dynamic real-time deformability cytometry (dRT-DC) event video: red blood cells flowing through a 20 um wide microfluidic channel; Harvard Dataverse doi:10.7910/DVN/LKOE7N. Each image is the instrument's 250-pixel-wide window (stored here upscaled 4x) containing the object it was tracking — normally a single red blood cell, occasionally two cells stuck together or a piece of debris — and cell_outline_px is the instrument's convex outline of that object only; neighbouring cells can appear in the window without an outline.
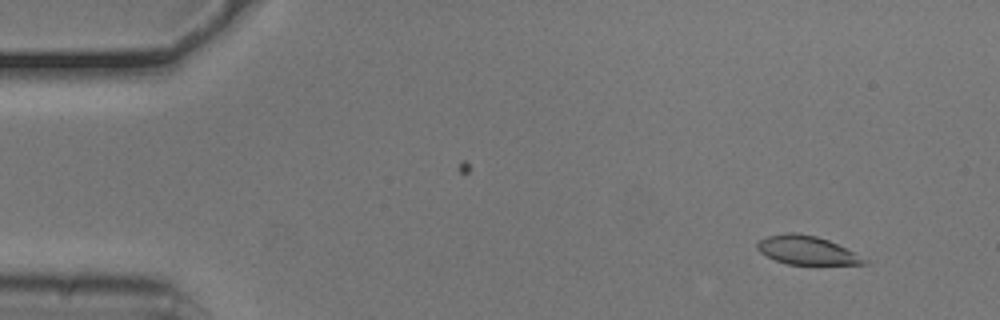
{"species": "common noctule bat (a hibernating species)", "species_latin": "Nyctalus noctula", "temperature_condition": "cold", "stored_images_in_passage": 53, "camera_frame_rate_fps": 3000, "um_per_image_px": 0.085, "animal": {"sex": "male", "body_mass_g": 20.5, "forearm_length_mm": 52.5}, "frame": {"image": 1, "passage_image": 4, "time_ms": 1.0, "image_size_px": [1000, 320], "cell_outline_px": [[868, 264], [788, 264], [776, 260], [760, 252], [756, 248], [756, 244], [760, 240], [768, 236], [788, 232], [796, 232], [816, 236], [828, 240], [868, 260]], "centroid_in_image_um": [68.54, 21.26], "position_along_channel_um": 16.5, "area_um2": 17.46}}
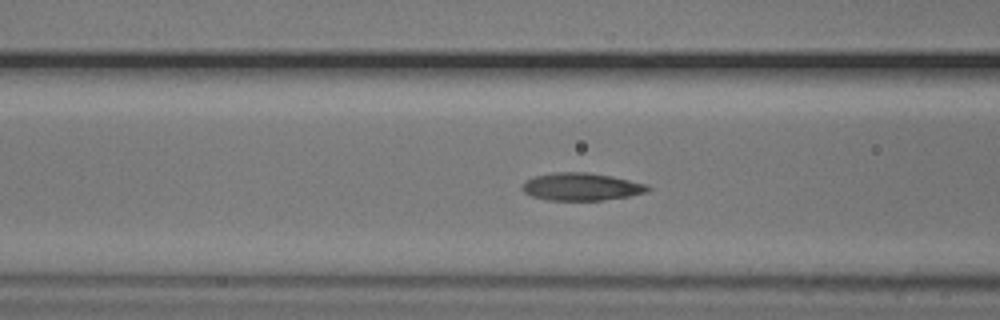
{"frame": {"image": 2, "passage_image": 20, "time_ms": 6.333, "image_size_px": [1000, 320], "cell_outline_px": [[652, 188], [648, 192], [628, 196], [600, 200], [548, 200], [532, 196], [524, 192], [524, 184], [528, 180], [536, 176], [556, 172], [588, 172], [612, 176], [648, 184]], "centroid_in_image_um": [49.49, 15.87], "position_along_channel_um": 117.1, "area_um2": 20.0}}
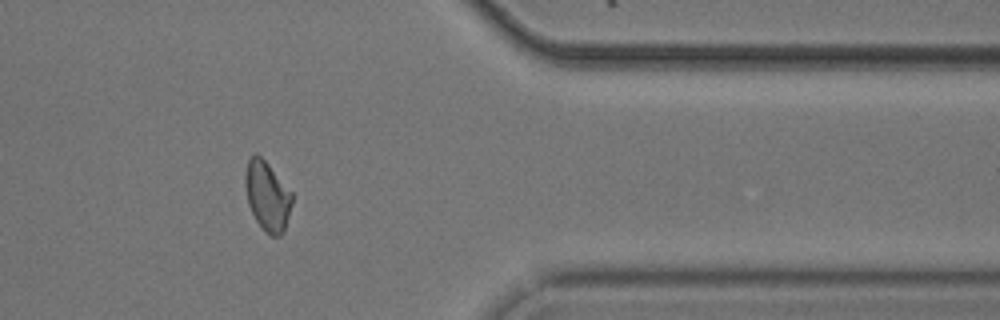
{"frame": {"image": 3, "passage_image": 43, "time_ms": 14.0, "image_size_px": [1000, 320], "cell_outline_px": [[292, 200], [284, 232], [280, 236], [272, 236], [264, 232], [256, 220], [248, 204], [244, 184], [244, 176], [248, 160], [256, 152], [268, 164], [292, 192]], "centroid_in_image_um": [22.7, 16.67], "position_along_channel_um": 388.7, "area_um2": 18.9}, "authors_computed_cell_mechanics": {"area_um2": 19.0162, "velocity_mm_per_s": 3.7795, "shape_relaxation_time_tau1_ms": 2.8129, "shape_relaxation_time_tau2_ms": 1.7217, "deformation_change_tau1": 0.1324, "deformation_change_tau2": 0.0685}}